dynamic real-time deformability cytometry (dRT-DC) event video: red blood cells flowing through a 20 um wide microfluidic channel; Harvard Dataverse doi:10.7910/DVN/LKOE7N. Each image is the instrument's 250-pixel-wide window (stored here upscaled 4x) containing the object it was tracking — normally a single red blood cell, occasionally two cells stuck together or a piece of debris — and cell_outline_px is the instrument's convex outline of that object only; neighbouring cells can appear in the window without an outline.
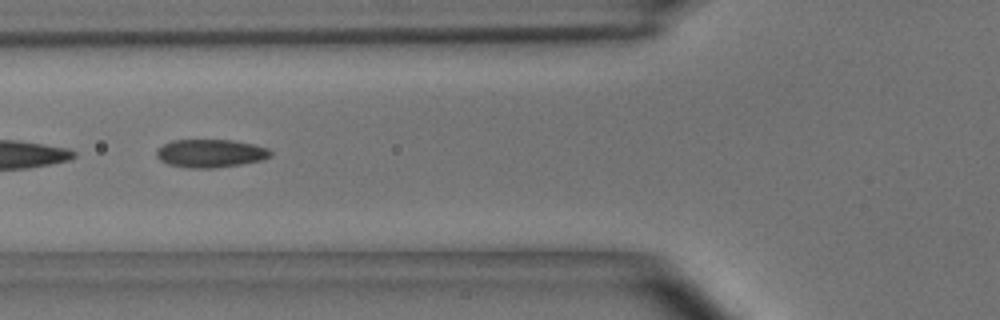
{"species": "common noctule bat (a hibernating species)", "species_latin": "Nyctalus noctula", "temperature_condition": "room temperature", "stored_images_in_passage": 13, "camera_frame_rate_fps": 3000, "um_per_image_px": 0.085, "animal": {"sex": "male", "body_mass_g": 15.6}, "frame": {"image": 1, "passage_image": 4, "time_ms": 1.0, "image_size_px": [1000, 320], "cell_outline_px": [[272, 156], [264, 160], [216, 168], [188, 168], [168, 164], [160, 160], [156, 156], [156, 148], [172, 140], [232, 140], [252, 144], [268, 148], [272, 152]], "centroid_in_image_um": [17.89, 13.04], "position_along_channel_um": 107.9, "area_um2": 18.84}}